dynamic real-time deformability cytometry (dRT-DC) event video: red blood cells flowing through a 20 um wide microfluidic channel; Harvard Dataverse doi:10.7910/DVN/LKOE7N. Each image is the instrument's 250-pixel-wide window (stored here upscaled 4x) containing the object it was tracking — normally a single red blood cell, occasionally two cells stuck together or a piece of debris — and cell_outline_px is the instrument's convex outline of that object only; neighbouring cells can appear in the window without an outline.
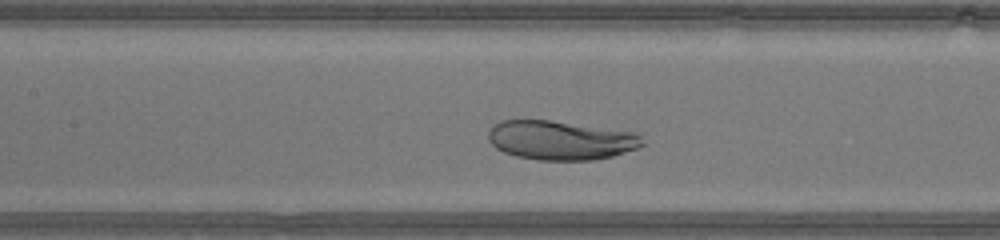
{"species": "human", "species_latin": "Homo sapiens", "temperature_condition": "warm", "stored_images_in_passage": 22, "camera_frame_rate_fps": 3000, "um_per_image_px": 0.085, "donor": {"sex": "male"}, "frame": {"image": 1, "passage_image": 7, "time_ms": 2.0, "image_size_px": [1000, 240], "cell_outline_px": [[644, 144], [636, 148], [612, 156], [596, 160], [540, 160], [516, 156], [504, 152], [496, 148], [488, 140], [488, 132], [492, 124], [500, 120], [548, 120], [632, 132], [640, 136]], "centroid_in_image_um": [47.59, 11.92], "position_along_channel_um": 159.8, "area_um2": 34.91}}
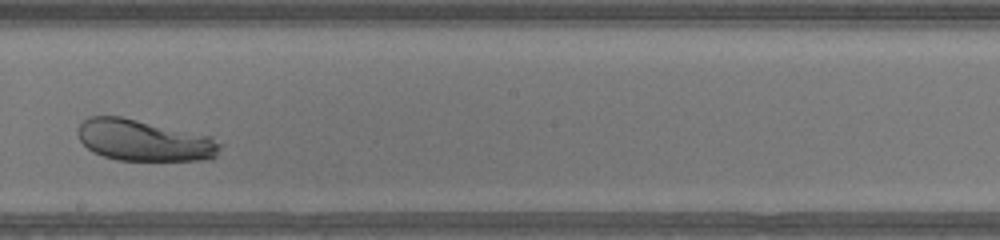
{"frame": {"image": 2, "passage_image": 12, "time_ms": 3.667, "image_size_px": [1000, 240], "cell_outline_px": [[224, 144], [216, 156], [212, 160], [116, 160], [104, 156], [88, 148], [80, 140], [76, 132], [80, 124], [88, 116], [120, 116], [212, 136]], "centroid_in_image_um": [12.29, 11.93], "position_along_channel_um": 235.9, "area_um2": 34.39}}
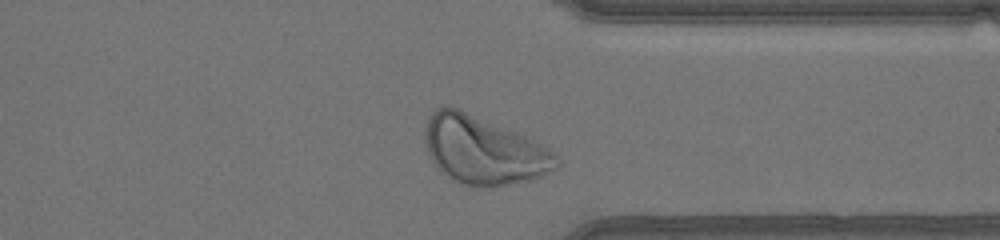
{"frame": {"image": 3, "passage_image": 21, "time_ms": 6.667, "image_size_px": [1000, 240], "cell_outline_px": [[560, 164], [556, 168], [540, 176], [528, 180], [492, 188], [488, 188], [460, 184], [448, 176], [432, 160], [428, 152], [424, 136], [424, 128], [428, 116], [436, 108], [448, 104], [452, 104], [536, 140], [548, 148], [560, 160]], "centroid_in_image_um": [41.09, 12.73], "position_along_channel_um": 370.3, "area_um2": 52.66}}